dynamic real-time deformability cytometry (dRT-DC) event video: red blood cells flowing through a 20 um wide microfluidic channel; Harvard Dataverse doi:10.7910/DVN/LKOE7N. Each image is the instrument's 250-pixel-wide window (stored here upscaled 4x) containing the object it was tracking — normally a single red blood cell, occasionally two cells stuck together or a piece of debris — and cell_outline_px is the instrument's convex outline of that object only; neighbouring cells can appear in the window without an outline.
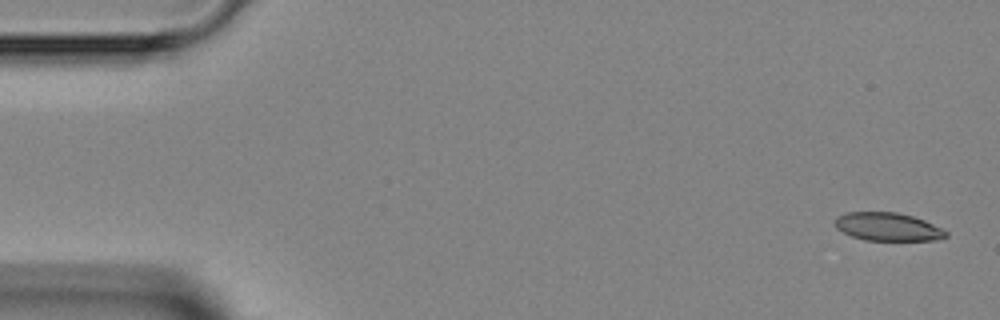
{"species": "Egyptian fruit bat (a non-hibernating species)", "species_latin": "Rousettus aegyptiacus", "temperature_condition": "room temperature", "stored_images_in_passage": 5, "camera_frame_rate_fps": 3000, "um_per_image_px": 0.085, "animal": {"sex": "female"}, "frame": {"image": 1, "passage_image": 1, "time_ms": 0.0, "image_size_px": [1000, 320], "cell_outline_px": [[948, 236], [936, 240], [864, 240], [852, 236], [836, 228], [836, 216], [848, 212], [896, 212], [912, 216], [924, 220], [948, 232]], "centroid_in_image_um": [75.46, 19.27], "position_along_channel_um": 9.5, "area_um2": 18.03}}
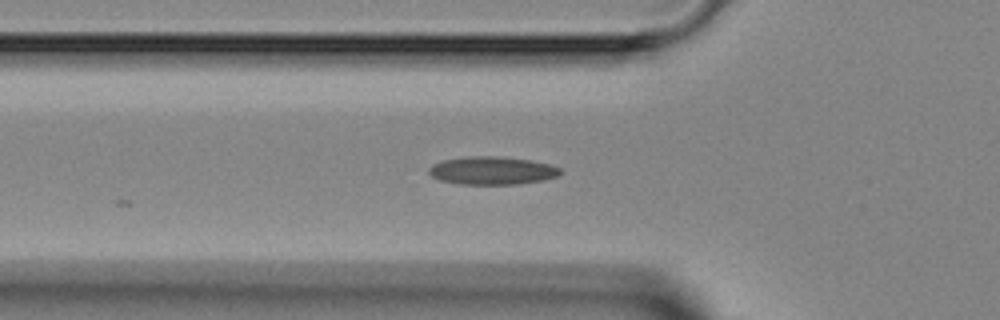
{"frame": {"image": 2, "passage_image": 5, "time_ms": 4.667, "image_size_px": [1000, 320], "cell_outline_px": [[564, 172], [560, 176], [544, 180], [516, 184], [460, 184], [440, 180], [432, 176], [428, 172], [428, 168], [432, 164], [444, 160], [468, 156], [496, 156], [532, 160], [548, 164], [560, 168]], "centroid_in_image_um": [41.86, 14.5], "position_along_channel_um": 83.9, "area_um2": 21.56}}